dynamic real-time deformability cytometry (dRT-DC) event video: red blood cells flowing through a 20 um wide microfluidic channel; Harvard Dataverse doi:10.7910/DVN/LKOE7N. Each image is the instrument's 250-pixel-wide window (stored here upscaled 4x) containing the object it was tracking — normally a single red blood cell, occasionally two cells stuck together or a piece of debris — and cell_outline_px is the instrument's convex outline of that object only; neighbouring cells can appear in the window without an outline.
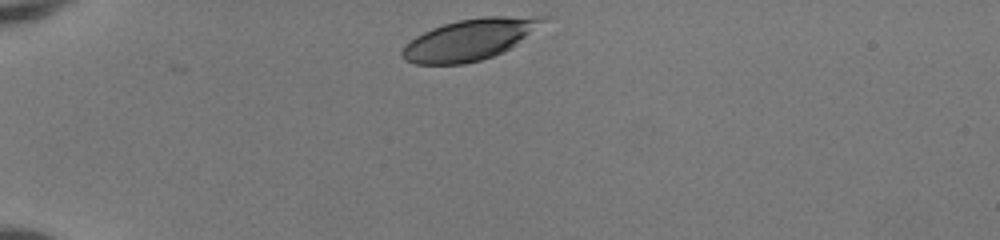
{"species": "human", "species_latin": "Homo sapiens", "temperature_condition": "room temperature", "stored_images_in_passage": 33, "camera_frame_rate_fps": 3000, "um_per_image_px": 0.085, "donor": {"sex": "female"}, "frame": {"image": 1, "passage_image": 1, "time_ms": 0.0, "image_size_px": [1000, 240], "cell_outline_px": [[556, 16], [516, 44], [492, 56], [480, 60], [464, 64], [416, 64], [404, 60], [400, 56], [400, 52], [416, 36], [432, 28], [444, 24], [460, 20], [484, 16]], "centroid_in_image_um": [39.99, 3.34], "position_along_channel_um": 45.0, "area_um2": 33.76}}
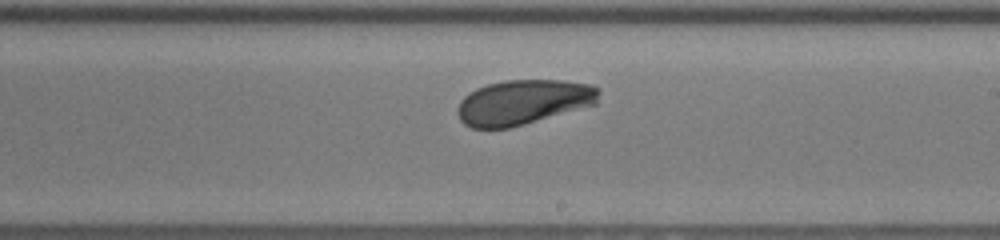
{"frame": {"image": 2, "passage_image": 19, "time_ms": 6.0, "image_size_px": [1000, 240], "cell_outline_px": [[600, 92], [596, 104], [524, 124], [508, 128], [472, 128], [464, 124], [460, 120], [460, 100], [464, 96], [476, 88], [488, 84], [508, 80], [564, 80], [592, 84], [600, 88]], "centroid_in_image_um": [44.52, 8.67], "position_along_channel_um": 244.5, "area_um2": 36.76}}
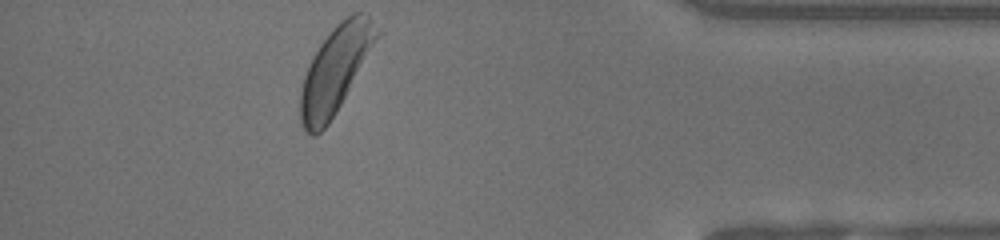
{"frame": {"image": 3, "passage_image": 33, "time_ms": 10.667, "image_size_px": [1000, 240], "cell_outline_px": [[380, 32], [340, 104], [328, 124], [316, 136], [312, 136], [304, 132], [300, 124], [300, 92], [304, 76], [320, 44], [336, 24], [340, 20], [352, 12], [368, 12]], "centroid_in_image_um": [28.47, 5.92], "position_along_channel_um": 406.7, "area_um2": 37.57}, "authors_computed_cell_mechanics": {"area_um2": 36.5874, "velocity_mm_per_s": 4.1134, "shape_relaxation_time_tau1_ms": 1.2371, "shape_relaxation_time_tau2_ms": null, "deformation_change_tau1": 0.0836, "deformation_change_tau2": null}}